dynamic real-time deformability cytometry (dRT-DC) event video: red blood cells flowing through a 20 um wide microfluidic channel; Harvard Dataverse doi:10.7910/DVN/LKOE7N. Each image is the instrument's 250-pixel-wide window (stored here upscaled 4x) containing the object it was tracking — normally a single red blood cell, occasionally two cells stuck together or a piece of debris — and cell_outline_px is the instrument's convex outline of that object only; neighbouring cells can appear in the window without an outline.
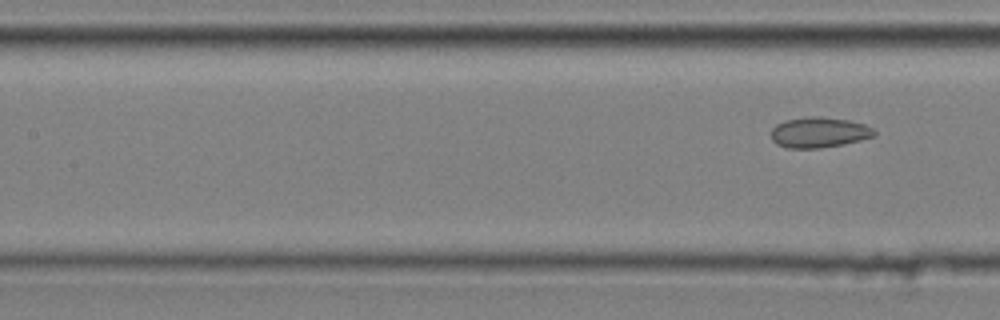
{"species": "common noctule bat (a hibernating species)", "species_latin": "Nyctalus noctula", "temperature_condition": "cold", "stored_images_in_passage": 8, "segment_of_instrument_passage": [2, 2], "camera_frame_rate_fps": 3000, "um_per_image_px": 0.085, "animal": {"sex": "male", "body_mass_g": 20.4}, "frame": {"image": 1, "passage_image": 8, "time_ms": 2.333, "image_size_px": [1000, 320], "cell_outline_px": [[876, 136], [844, 144], [820, 148], [788, 148], [776, 144], [772, 140], [772, 128], [776, 124], [784, 120], [812, 116], [820, 116], [848, 120], [864, 124], [872, 128], [876, 132]], "centroid_in_image_um": [69.62, 11.25], "position_along_channel_um": 137.8, "area_um2": 18.38}}